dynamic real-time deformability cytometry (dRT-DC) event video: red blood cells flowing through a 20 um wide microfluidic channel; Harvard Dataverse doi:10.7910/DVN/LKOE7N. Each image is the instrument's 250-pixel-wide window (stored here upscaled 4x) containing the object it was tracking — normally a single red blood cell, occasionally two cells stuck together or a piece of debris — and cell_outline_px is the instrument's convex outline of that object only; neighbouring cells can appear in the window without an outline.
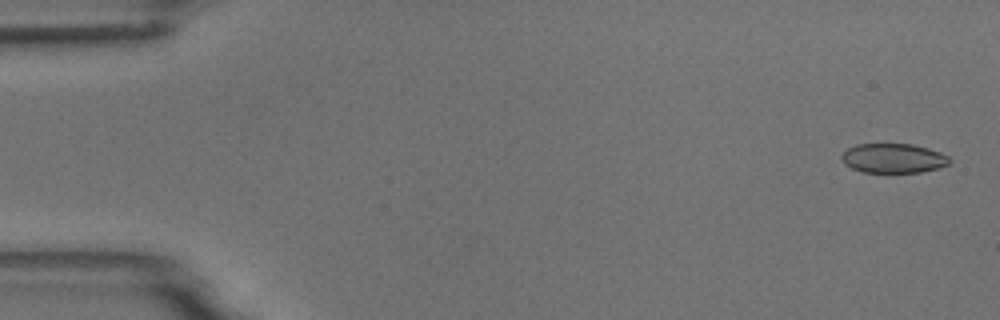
{"species": "common noctule bat (a hibernating species)", "species_latin": "Nyctalus noctula", "temperature_condition": "room temperature", "stored_images_in_passage": 5, "camera_frame_rate_fps": 3000, "um_per_image_px": 0.085, "animal": {"sex": "male", "body_mass_g": 18.8}, "frame": {"image": 1, "passage_image": 1, "time_ms": 0.0, "image_size_px": [1000, 320], "cell_outline_px": [[952, 160], [948, 164], [936, 168], [920, 172], [864, 172], [852, 168], [844, 164], [840, 156], [848, 148], [856, 144], [912, 144], [928, 148], [940, 152], [948, 156]], "centroid_in_image_um": [75.92, 13.44], "position_along_channel_um": 9.1, "area_um2": 18.44}}
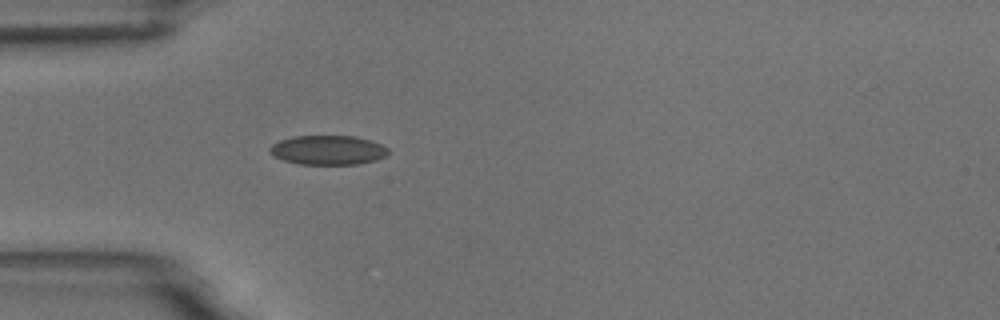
{"frame": {"image": 2, "passage_image": 5, "time_ms": 4.667, "image_size_px": [1000, 320], "cell_outline_px": [[388, 152], [384, 156], [376, 160], [360, 164], [300, 164], [284, 160], [268, 152], [268, 148], [272, 144], [280, 140], [292, 136], [356, 136], [372, 140], [388, 148]], "centroid_in_image_um": [27.87, 12.75], "position_along_channel_um": 57.1, "area_um2": 20.29}}